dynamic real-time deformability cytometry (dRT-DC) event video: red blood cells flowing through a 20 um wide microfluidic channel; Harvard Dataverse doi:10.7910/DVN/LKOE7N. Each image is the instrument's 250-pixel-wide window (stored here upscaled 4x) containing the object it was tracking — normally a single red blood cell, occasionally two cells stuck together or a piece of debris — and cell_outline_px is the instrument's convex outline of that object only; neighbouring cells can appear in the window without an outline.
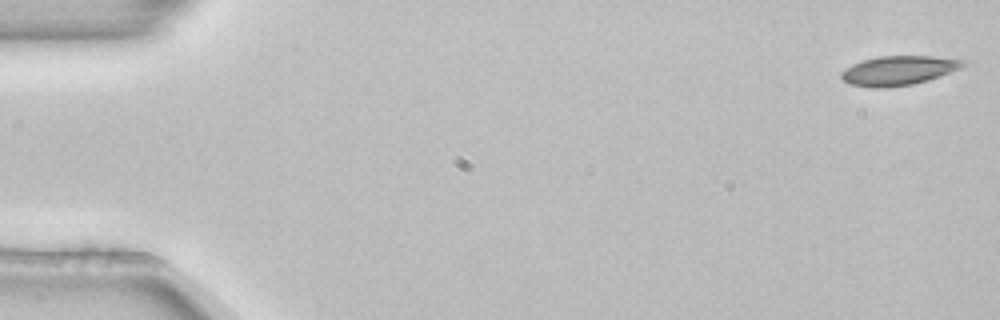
{"species": "common noctule bat (a hibernating species)", "species_latin": "Nyctalus noctula", "temperature_condition": "room temperature", "stored_images_in_passage": 4, "camera_frame_rate_fps": 3000, "um_per_image_px": 0.085, "animal": {"sex": "female", "body_mass_g": 22.7, "forearm_length_mm": 54.2}, "frame": {"image": 1, "passage_image": 1, "time_ms": 0.0, "image_size_px": [1000, 320], "cell_outline_px": [[968, 64], [960, 68], [928, 80], [912, 84], [888, 88], [872, 88], [848, 84], [840, 76], [840, 72], [852, 64], [864, 60], [880, 56], [932, 56], [968, 60]], "centroid_in_image_um": [76.38, 6.0], "position_along_channel_um": 8.6, "area_um2": 20.92}}